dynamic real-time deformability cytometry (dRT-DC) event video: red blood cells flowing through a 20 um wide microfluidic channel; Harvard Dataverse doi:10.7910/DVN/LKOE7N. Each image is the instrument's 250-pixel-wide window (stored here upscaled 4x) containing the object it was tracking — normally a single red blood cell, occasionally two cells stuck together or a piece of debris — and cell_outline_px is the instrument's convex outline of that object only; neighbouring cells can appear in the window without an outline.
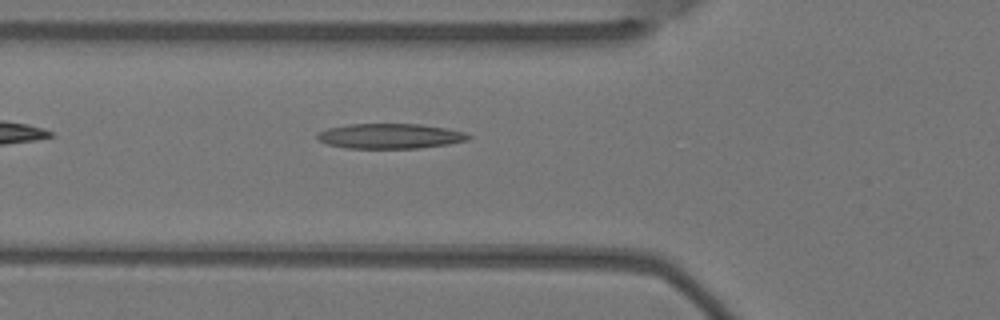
{"species": "Egyptian fruit bat (a non-hibernating species)", "species_latin": "Rousettus aegyptiacus", "temperature_condition": "warm", "stored_images_in_passage": 2, "camera_frame_rate_fps": 3000, "um_per_image_px": 0.085, "animal": {"sex": "female"}, "frame": {"image": 1, "passage_image": 2, "time_ms": 0.333, "image_size_px": [1000, 320], "cell_outline_px": [[472, 136], [468, 140], [448, 144], [420, 148], [344, 148], [328, 144], [320, 140], [316, 136], [316, 132], [328, 128], [348, 124], [420, 124], [448, 128], [464, 132]], "centroid_in_image_um": [33.16, 11.56], "position_along_channel_um": 92.6, "area_um2": 22.14}}